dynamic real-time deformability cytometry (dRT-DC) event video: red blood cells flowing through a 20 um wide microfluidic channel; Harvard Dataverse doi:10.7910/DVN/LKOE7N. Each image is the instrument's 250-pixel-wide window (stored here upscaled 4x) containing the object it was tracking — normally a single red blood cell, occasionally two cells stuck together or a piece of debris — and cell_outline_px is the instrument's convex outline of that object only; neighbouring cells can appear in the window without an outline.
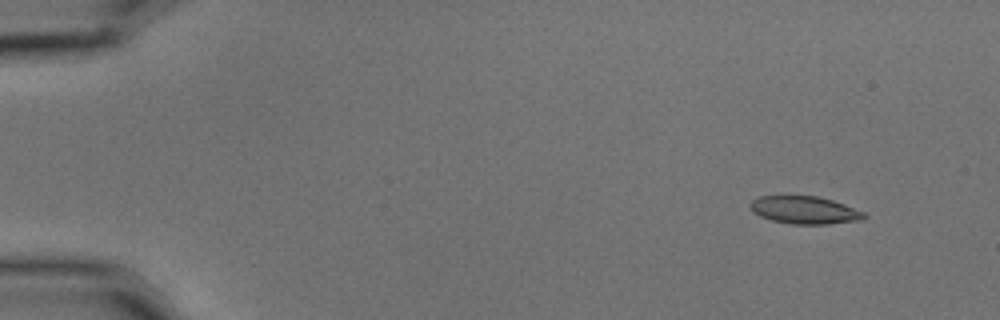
{"species": "common noctule bat (a hibernating species)", "species_latin": "Nyctalus noctula", "temperature_condition": "cold", "stored_images_in_passage": 10, "camera_frame_rate_fps": 3000, "um_per_image_px": 0.085, "animal": {"sex": "male", "body_mass_g": 15.6}, "frame": {"image": 1, "passage_image": 2, "time_ms": 0.333, "image_size_px": [1000, 320], "cell_outline_px": [[868, 216], [864, 220], [828, 224], [792, 224], [772, 220], [760, 216], [748, 204], [752, 200], [760, 196], [784, 192], [816, 196], [832, 200], [844, 204], [864, 212]], "centroid_in_image_um": [68.37, 17.8], "position_along_channel_um": 16.6, "area_um2": 19.07}}
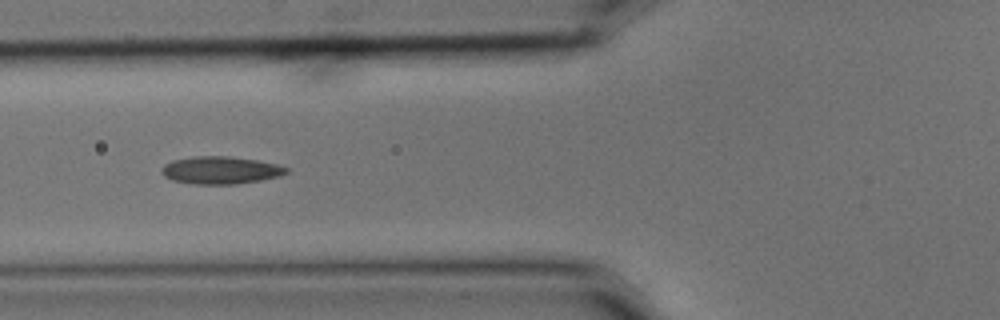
{"frame": {"image": 2, "passage_image": 7, "time_ms": 2.0, "image_size_px": [1000, 320], "cell_outline_px": [[288, 172], [280, 176], [260, 180], [236, 184], [192, 184], [172, 180], [164, 176], [160, 172], [160, 168], [164, 164], [172, 160], [192, 156], [228, 156], [256, 160], [276, 164], [288, 168]], "centroid_in_image_um": [18.7, 14.46], "position_along_channel_um": 107.1, "area_um2": 20.11}}
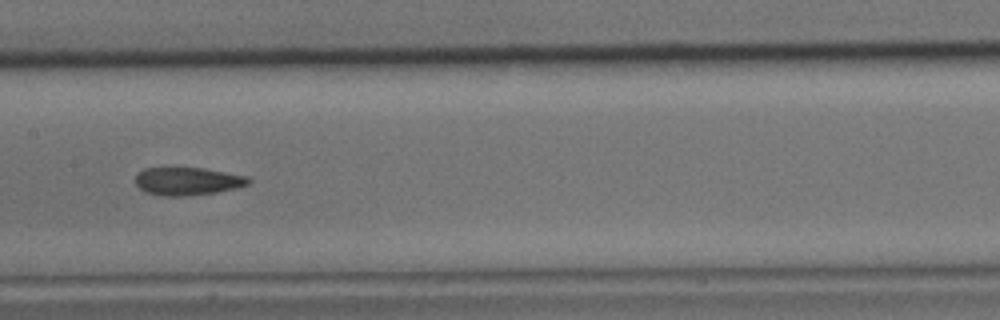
{"frame": {"image": 3, "passage_image": 9, "time_ms": 2.667, "image_size_px": [1000, 320], "cell_outline_px": [[252, 180], [248, 184], [236, 188], [216, 192], [184, 196], [164, 196], [148, 192], [140, 188], [136, 184], [136, 172], [144, 168], [204, 168], [248, 176]], "centroid_in_image_um": [15.95, 15.39], "position_along_channel_um": 191.4, "area_um2": 18.32}}